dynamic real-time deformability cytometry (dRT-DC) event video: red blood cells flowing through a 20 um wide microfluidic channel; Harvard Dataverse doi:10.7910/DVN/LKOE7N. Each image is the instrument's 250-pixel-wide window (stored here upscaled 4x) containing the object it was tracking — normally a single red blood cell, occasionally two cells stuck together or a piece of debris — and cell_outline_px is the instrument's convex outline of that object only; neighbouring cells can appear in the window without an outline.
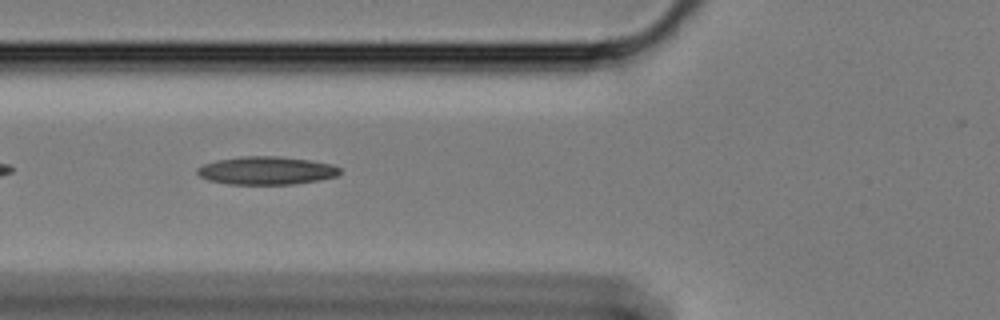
{"species": "Egyptian fruit bat (a non-hibernating species)", "species_latin": "Rousettus aegyptiacus", "temperature_condition": "cold", "stored_images_in_passage": 37, "camera_frame_rate_fps": 3000, "um_per_image_px": 0.085, "animal": {"sex": "female"}, "frame": {"image": 1, "passage_image": 6, "time_ms": 1.667, "image_size_px": [1000, 320], "cell_outline_px": [[340, 172], [336, 176], [320, 180], [292, 184], [228, 184], [208, 180], [200, 176], [196, 172], [196, 168], [204, 164], [216, 160], [240, 156], [276, 156], [308, 160], [332, 164], [340, 168]], "centroid_in_image_um": [22.62, 14.49], "position_along_channel_um": 103.2, "area_um2": 23.29}}
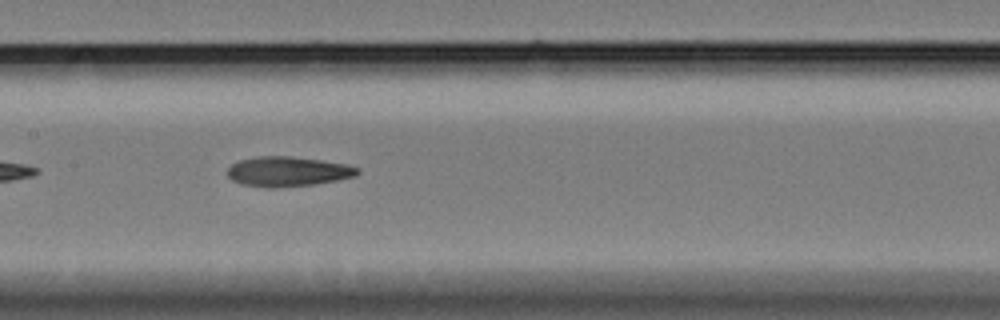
{"frame": {"image": 2, "passage_image": 13, "time_ms": 4.0, "image_size_px": [1000, 320], "cell_outline_px": [[360, 172], [356, 176], [336, 180], [312, 184], [272, 188], [268, 188], [244, 184], [232, 180], [228, 176], [228, 168], [232, 164], [240, 160], [256, 156], [292, 156], [348, 164], [360, 168]], "centroid_in_image_um": [24.48, 14.57], "position_along_channel_um": 182.9, "area_um2": 22.54}}
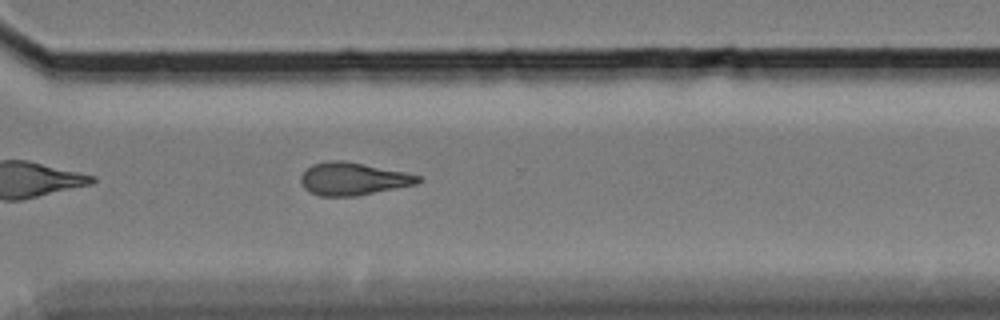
{"frame": {"image": 3, "passage_image": 27, "time_ms": 8.667, "image_size_px": [1000, 320], "cell_outline_px": [[424, 180], [416, 184], [356, 196], [320, 196], [308, 192], [304, 188], [300, 180], [300, 176], [312, 164], [328, 160], [344, 160], [404, 172], [420, 176]], "centroid_in_image_um": [29.98, 15.2], "position_along_channel_um": 340.6, "area_um2": 22.31}, "authors_computed_cell_mechanics": {"area_um2": 22.1952, "velocity_mm_per_s": 3.3929, "shape_relaxation_time_tau1_ms": null, "shape_relaxation_time_tau2_ms": 8.0714, "deformation_change_tau1": null, "deformation_change_tau2": 0.1872}}